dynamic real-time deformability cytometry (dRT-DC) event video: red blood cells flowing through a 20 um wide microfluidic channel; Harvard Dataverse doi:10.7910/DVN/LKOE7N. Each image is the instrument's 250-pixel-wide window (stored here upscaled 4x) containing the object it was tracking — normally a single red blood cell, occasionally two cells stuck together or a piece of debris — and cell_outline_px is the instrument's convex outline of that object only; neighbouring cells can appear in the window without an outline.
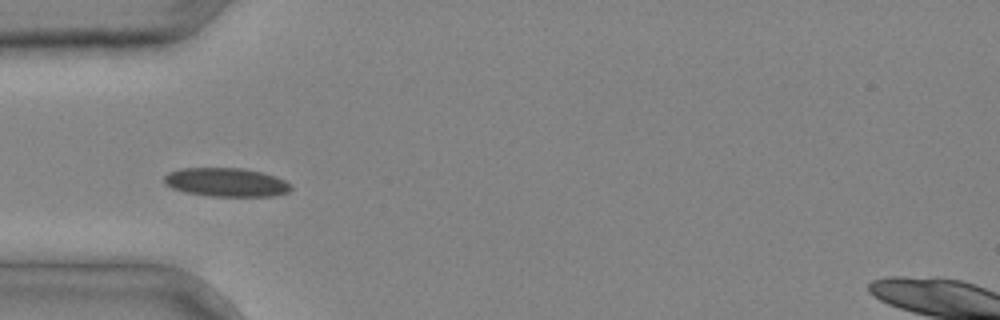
{"species": "common noctule bat (a hibernating species)", "species_latin": "Nyctalus noctula", "temperature_condition": "cold", "stored_images_in_passage": 2, "camera_frame_rate_fps": 3000, "um_per_image_px": 0.085, "animal": {"sex": "male", "body_mass_g": 20.4}, "frame": {"image": 1, "passage_image": 2, "time_ms": 0.333, "image_size_px": [1000, 320], "cell_outline_px": [[292, 188], [288, 192], [272, 196], [208, 196], [184, 192], [172, 188], [164, 184], [164, 176], [168, 172], [180, 168], [244, 168], [276, 176], [292, 184]], "centroid_in_image_um": [19.21, 15.49], "position_along_channel_um": 65.8, "area_um2": 21.39}}